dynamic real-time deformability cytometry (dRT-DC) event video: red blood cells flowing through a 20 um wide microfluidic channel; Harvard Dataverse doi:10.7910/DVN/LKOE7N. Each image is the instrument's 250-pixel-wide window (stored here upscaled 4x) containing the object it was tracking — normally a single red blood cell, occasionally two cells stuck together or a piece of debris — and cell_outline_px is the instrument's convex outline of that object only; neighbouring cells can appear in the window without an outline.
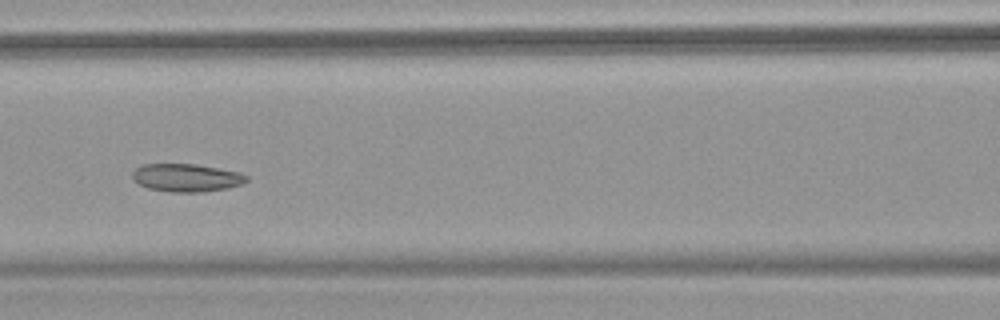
{"species": "common noctule bat (a hibernating species)", "species_latin": "Nyctalus noctula", "temperature_condition": "warm", "stored_images_in_passage": 54, "camera_frame_rate_fps": 3000, "um_per_image_px": 0.085, "animal": {"sex": "female", "body_mass_g": 18.4}, "frame": {"image": 1, "passage_image": 24, "time_ms": 7.667, "image_size_px": [1000, 320], "cell_outline_px": [[248, 180], [244, 184], [228, 188], [204, 192], [172, 192], [148, 188], [132, 180], [132, 172], [136, 168], [144, 164], [196, 164], [240, 172], [248, 176]], "centroid_in_image_um": [15.88, 15.11], "position_along_channel_um": 150.7, "area_um2": 18.73}}
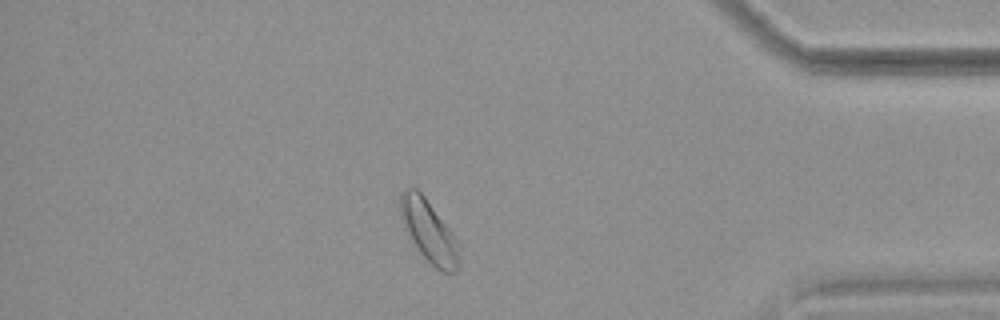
{"frame": {"image": 2, "passage_image": 46, "time_ms": 15.0, "image_size_px": [1000, 320], "cell_outline_px": [[460, 264], [456, 272], [440, 272], [420, 252], [412, 240], [400, 216], [400, 196], [404, 188], [416, 188], [424, 196], [460, 244]], "centroid_in_image_um": [36.49, 19.68], "position_along_channel_um": 398.7, "area_um2": 20.87}}